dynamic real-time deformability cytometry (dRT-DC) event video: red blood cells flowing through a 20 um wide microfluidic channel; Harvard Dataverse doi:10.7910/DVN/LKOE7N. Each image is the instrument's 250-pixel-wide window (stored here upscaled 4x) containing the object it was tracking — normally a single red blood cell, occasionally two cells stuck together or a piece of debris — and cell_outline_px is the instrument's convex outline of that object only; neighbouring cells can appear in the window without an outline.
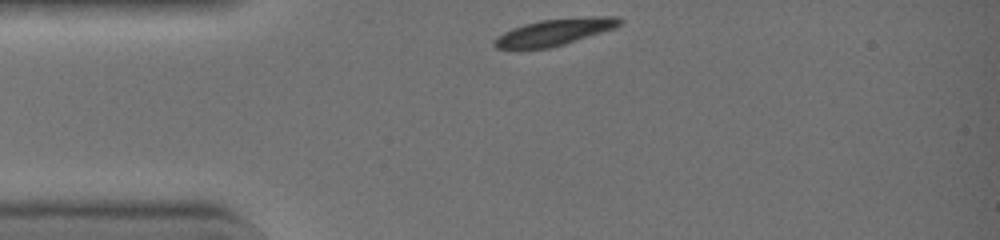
{"species": "common noctule bat (a hibernating species)", "species_latin": "Nyctalus noctula", "temperature_condition": "warm", "stored_images_in_passage": 2, "camera_frame_rate_fps": 3000, "um_per_image_px": 0.085, "animal": {"sex": "female", "body_mass_g": 19.0, "forearm_length_mm": 51.5}, "frame": {"image": 1, "passage_image": 1, "time_ms": 0.0, "image_size_px": [1000, 240], "cell_outline_px": [[624, 20], [620, 24], [612, 28], [564, 44], [548, 48], [496, 48], [492, 44], [492, 40], [504, 32], [512, 28], [524, 24], [540, 20], [592, 16], [616, 16]], "centroid_in_image_um": [47.1, 2.71], "position_along_channel_um": 37.9, "area_um2": 19.07}}